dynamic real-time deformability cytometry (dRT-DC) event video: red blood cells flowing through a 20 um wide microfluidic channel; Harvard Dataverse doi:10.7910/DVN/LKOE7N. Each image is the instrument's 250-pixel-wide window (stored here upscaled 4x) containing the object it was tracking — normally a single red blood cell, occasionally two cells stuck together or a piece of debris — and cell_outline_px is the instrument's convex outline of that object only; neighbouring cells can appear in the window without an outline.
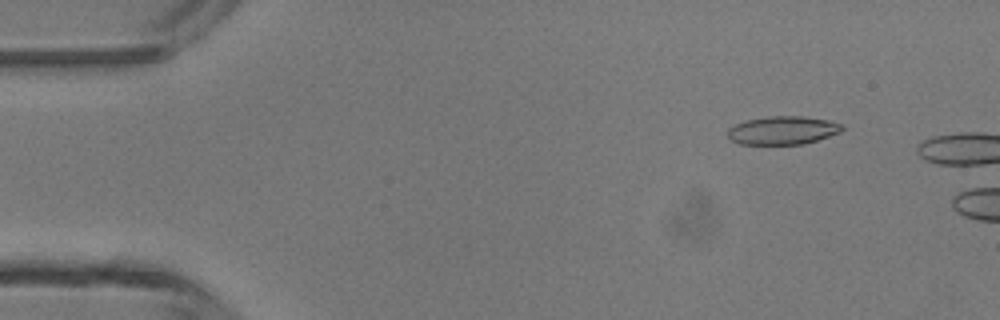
{"species": "common noctule bat (a hibernating species)", "species_latin": "Nyctalus noctula", "temperature_condition": "room temperature", "stored_images_in_passage": 7, "camera_frame_rate_fps": 3000, "um_per_image_px": 0.085, "animal": {"sex": "male", "body_mass_g": 13.3}, "frame": {"image": 1, "passage_image": 5, "time_ms": 1.333, "image_size_px": [1000, 320], "cell_outline_px": [[844, 128], [840, 132], [804, 144], [740, 144], [732, 140], [728, 136], [728, 128], [744, 120], [768, 116], [800, 116], [828, 120], [840, 124]], "centroid_in_image_um": [66.5, 11.07], "position_along_channel_um": 18.5, "area_um2": 18.73}}